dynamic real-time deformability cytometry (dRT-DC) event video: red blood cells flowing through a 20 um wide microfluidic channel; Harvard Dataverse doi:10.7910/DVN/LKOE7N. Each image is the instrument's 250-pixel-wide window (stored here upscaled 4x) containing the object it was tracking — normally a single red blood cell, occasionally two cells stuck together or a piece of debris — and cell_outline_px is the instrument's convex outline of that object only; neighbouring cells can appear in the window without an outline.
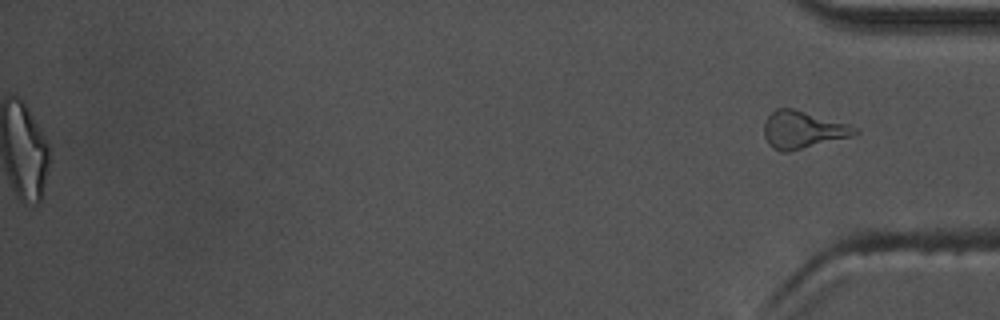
{"species": "common noctule bat (a hibernating species)", "species_latin": "Nyctalus noctula", "temperature_condition": "warm", "stored_images_in_passage": 57, "segment_of_instrument_passage": [2, 2], "camera_frame_rate_fps": 3000, "um_per_image_px": 0.085, "animal": {"sex": "male", "body_mass_g": 17.5, "forearm_length_mm": 52.3}, "frame": {"image": 1, "passage_image": 57, "time_ms": 18.667, "image_size_px": [1000, 320], "cell_outline_px": [[860, 132], [852, 136], [788, 152], [780, 152], [772, 148], [768, 144], [764, 136], [764, 120], [776, 108], [792, 108], [848, 124], [856, 128]], "centroid_in_image_um": [68.19, 11.04], "position_along_channel_um": 367.0, "area_um2": 19.71}}